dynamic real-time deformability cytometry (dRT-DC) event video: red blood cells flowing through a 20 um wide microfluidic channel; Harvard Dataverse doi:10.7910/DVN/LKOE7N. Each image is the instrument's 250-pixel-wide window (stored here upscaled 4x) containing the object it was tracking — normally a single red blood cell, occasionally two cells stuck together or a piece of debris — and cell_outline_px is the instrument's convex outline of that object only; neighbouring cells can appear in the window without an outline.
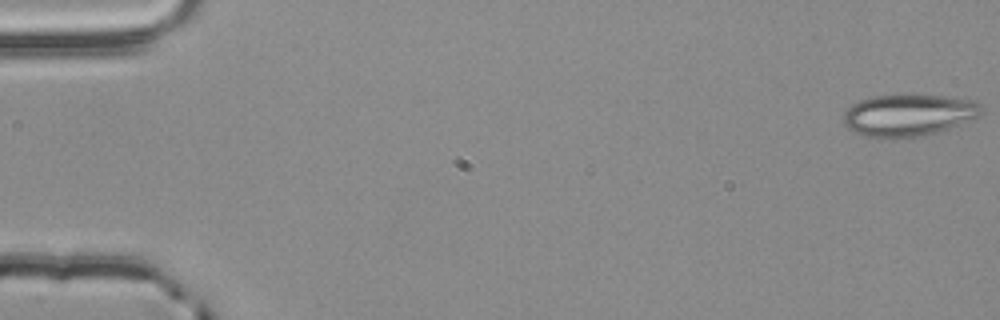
{"species": "common noctule bat (a hibernating species)", "species_latin": "Nyctalus noctula", "temperature_condition": "room temperature", "stored_images_in_passage": 54, "camera_frame_rate_fps": 3000, "um_per_image_px": 0.085, "animal": {"sex": "male", "body_mass_g": 20.4}, "frame": {"image": 1, "passage_image": 1, "time_ms": 0.0, "image_size_px": [1000, 320], "cell_outline_px": [[984, 108], [980, 116], [972, 120], [924, 136], [864, 136], [852, 132], [844, 124], [844, 112], [852, 104], [868, 96], [904, 92], [908, 92], [948, 96], [976, 100]], "centroid_in_image_um": [77.26, 9.71], "position_along_channel_um": 7.7, "area_um2": 34.51}}
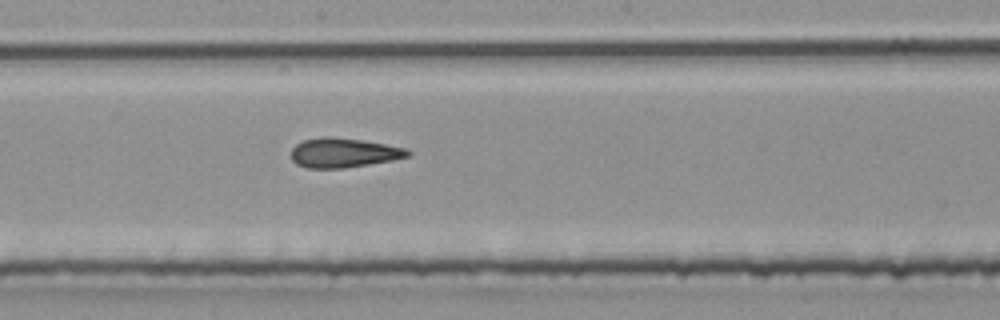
{"frame": {"image": 2, "passage_image": 30, "time_ms": 9.667, "image_size_px": [1000, 320], "cell_outline_px": [[412, 156], [392, 160], [344, 168], [308, 168], [296, 164], [292, 160], [292, 148], [296, 144], [304, 140], [324, 136], [360, 140], [408, 148], [412, 152]], "centroid_in_image_um": [29.23, 12.99], "position_along_channel_um": 219.0, "area_um2": 19.94}}
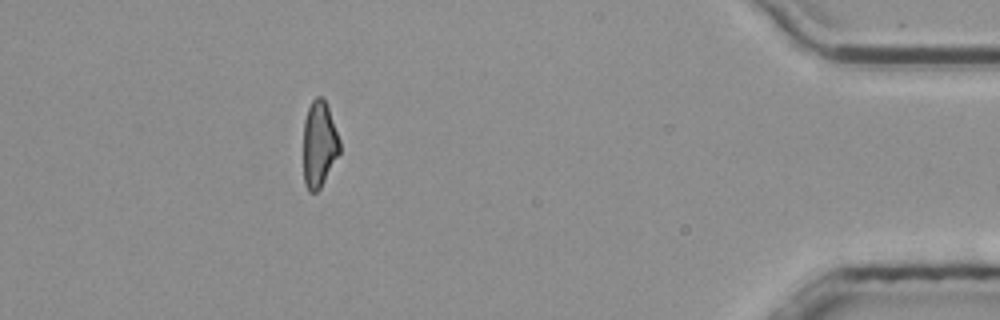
{"frame": {"image": 3, "passage_image": 49, "time_ms": 16.0, "image_size_px": [1000, 320], "cell_outline_px": [[340, 152], [320, 188], [316, 192], [308, 192], [304, 184], [304, 120], [308, 108], [312, 100], [316, 96], [324, 96], [340, 140]], "centroid_in_image_um": [27.13, 12.24], "position_along_channel_um": 408.1, "area_um2": 18.26}, "authors_computed_cell_mechanics": {"area_um2": 20.3456, "velocity_mm_per_s": 3.8636, "shape_relaxation_time_tau1_ms": null, "shape_relaxation_time_tau2_ms": 2.8383, "deformation_change_tau1": null, "deformation_change_tau2": 0.1052}}